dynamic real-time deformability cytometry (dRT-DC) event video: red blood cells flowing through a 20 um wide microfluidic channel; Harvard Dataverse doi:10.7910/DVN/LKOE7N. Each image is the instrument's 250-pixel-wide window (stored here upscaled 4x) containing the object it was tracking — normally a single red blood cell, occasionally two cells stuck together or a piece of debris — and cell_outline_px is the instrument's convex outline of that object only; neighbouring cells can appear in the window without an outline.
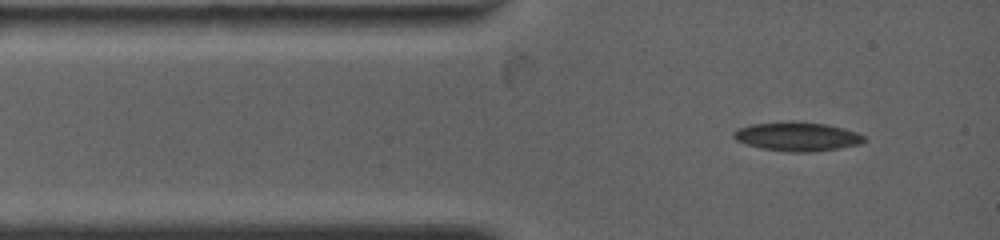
{"species": "common noctule bat (a hibernating species)", "species_latin": "Nyctalus noctula", "temperature_condition": "warm", "stored_images_in_passage": 4, "camera_frame_rate_fps": 4500, "um_per_image_px": 0.085, "animal": {"sex": "female", "body_mass_g": 19.0, "forearm_length_mm": 53.3}, "frame": {"image": 1, "passage_image": 1, "time_ms": 0.0, "image_size_px": [1000, 240], "cell_outline_px": [[868, 140], [860, 144], [836, 148], [808, 152], [788, 152], [760, 148], [736, 140], [732, 136], [732, 132], [740, 128], [752, 124], [828, 124], [844, 128], [856, 132], [864, 136]], "centroid_in_image_um": [67.8, 11.65], "position_along_channel_um": 17.2, "area_um2": 21.04}}
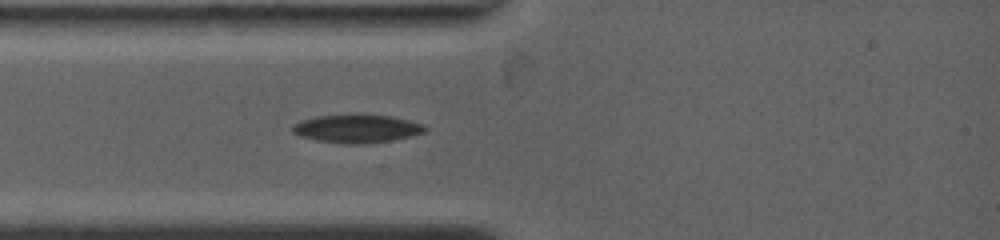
{"frame": {"image": 2, "passage_image": 4, "time_ms": 1.556, "image_size_px": [1000, 240], "cell_outline_px": [[428, 128], [424, 132], [412, 136], [392, 140], [360, 144], [348, 144], [316, 140], [300, 136], [292, 132], [292, 124], [300, 120], [316, 116], [356, 112], [392, 116], [424, 124]], "centroid_in_image_um": [30.32, 10.89], "position_along_channel_um": 54.7, "area_um2": 22.48}}